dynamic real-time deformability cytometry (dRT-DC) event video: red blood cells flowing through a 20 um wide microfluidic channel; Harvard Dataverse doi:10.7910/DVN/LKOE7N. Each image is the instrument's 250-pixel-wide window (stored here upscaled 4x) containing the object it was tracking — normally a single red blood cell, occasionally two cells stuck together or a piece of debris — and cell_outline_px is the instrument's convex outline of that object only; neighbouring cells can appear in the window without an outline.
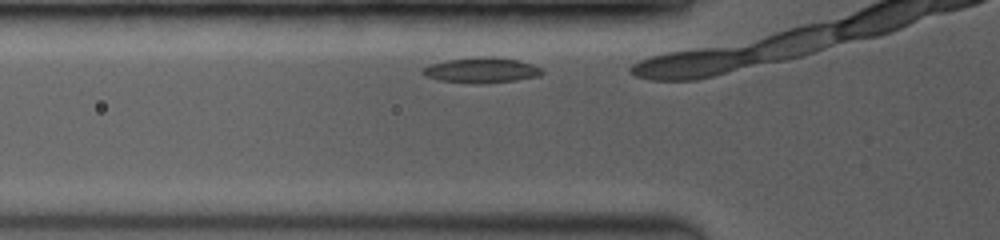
{"species": "common noctule bat (a hibernating species)", "species_latin": "Nyctalus noctula", "temperature_condition": "room temperature", "stored_images_in_passage": 4, "camera_frame_rate_fps": 3500, "um_per_image_px": 0.085, "animal": {"sex": "female", "body_mass_g": 19.0, "forearm_length_mm": 53.3}, "frame": {"image": 1, "passage_image": 2, "time_ms": 0.286, "image_size_px": [1000, 240], "cell_outline_px": [[544, 72], [540, 76], [516, 80], [440, 80], [428, 76], [420, 72], [420, 68], [432, 64], [448, 60], [488, 56], [492, 56], [516, 60], [532, 64], [544, 68]], "centroid_in_image_um": [40.99, 5.9], "position_along_channel_um": 84.8, "area_um2": 16.42}}